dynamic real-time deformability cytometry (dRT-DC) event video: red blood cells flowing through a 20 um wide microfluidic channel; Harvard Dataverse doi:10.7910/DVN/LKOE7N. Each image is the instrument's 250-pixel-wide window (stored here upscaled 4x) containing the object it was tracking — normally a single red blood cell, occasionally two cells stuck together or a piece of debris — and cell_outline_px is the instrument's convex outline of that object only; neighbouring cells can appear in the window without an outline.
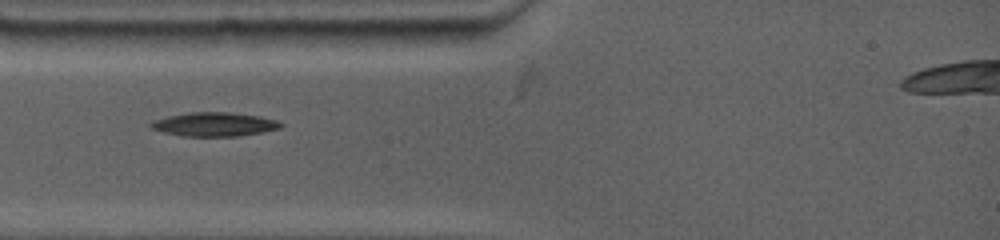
{"species": "common noctule bat (a hibernating species)", "species_latin": "Nyctalus noctula", "temperature_condition": "warm", "stored_images_in_passage": 8, "camera_frame_rate_fps": 4500, "um_per_image_px": 0.085, "animal": {"sex": "female", "body_mass_g": 19.0, "forearm_length_mm": 53.3}, "frame": {"image": 1, "passage_image": 1, "time_ms": 0.0, "image_size_px": [1000, 240], "cell_outline_px": [[284, 124], [280, 128], [260, 132], [236, 136], [184, 136], [164, 132], [152, 128], [148, 124], [152, 120], [164, 116], [188, 112], [232, 112], [260, 116], [276, 120]], "centroid_in_image_um": [18.17, 10.55], "position_along_channel_um": 66.8, "area_um2": 18.15}}
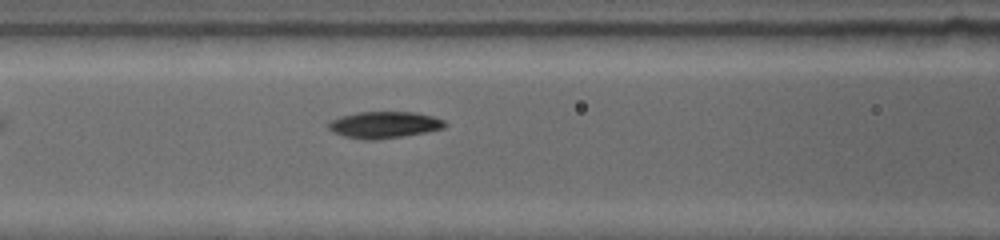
{"frame": {"image": 2, "passage_image": 5, "time_ms": 1.778, "image_size_px": [1000, 240], "cell_outline_px": [[448, 124], [444, 128], [424, 132], [400, 136], [344, 136], [332, 132], [328, 128], [328, 120], [340, 116], [356, 112], [416, 112], [432, 116], [444, 120]], "centroid_in_image_um": [32.67, 10.54], "position_along_channel_um": 133.9, "area_um2": 17.17}}
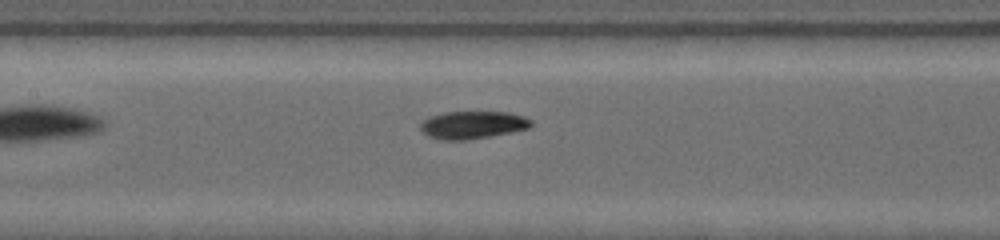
{"frame": {"image": 3, "passage_image": 7, "time_ms": 2.667, "image_size_px": [1000, 240], "cell_outline_px": [[532, 124], [528, 128], [488, 136], [460, 140], [448, 140], [432, 136], [424, 132], [420, 128], [420, 120], [428, 116], [444, 112], [508, 112], [524, 116], [532, 120]], "centroid_in_image_um": [40.15, 10.58], "position_along_channel_um": 167.2, "area_um2": 17.51}}